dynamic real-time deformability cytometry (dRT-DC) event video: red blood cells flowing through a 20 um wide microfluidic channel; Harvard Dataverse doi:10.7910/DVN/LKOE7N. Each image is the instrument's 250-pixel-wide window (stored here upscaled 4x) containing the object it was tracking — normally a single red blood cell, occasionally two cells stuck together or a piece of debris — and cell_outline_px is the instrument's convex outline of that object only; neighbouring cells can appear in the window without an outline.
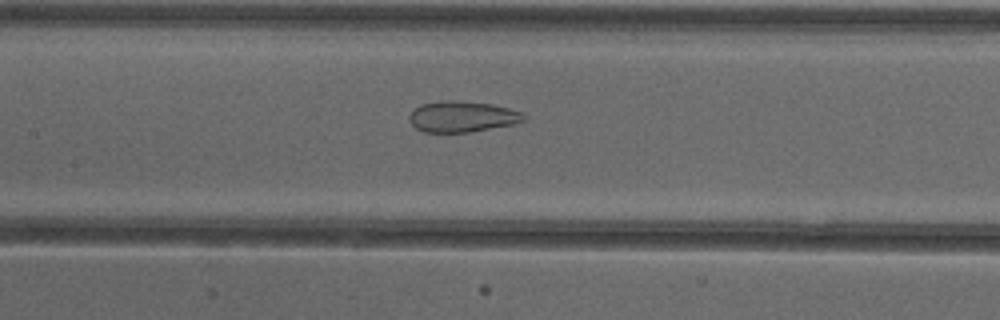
{"species": "common noctule bat (a hibernating species)", "species_latin": "Nyctalus noctula", "temperature_condition": "cold", "stored_images_in_passage": 46, "camera_frame_rate_fps": 3000, "um_per_image_px": 0.085, "animal": {"sex": "female"}, "frame": {"image": 1, "passage_image": 18, "time_ms": 5.667, "image_size_px": [1000, 320], "cell_outline_px": [[524, 120], [516, 124], [468, 132], [424, 132], [416, 128], [408, 120], [408, 116], [420, 104], [444, 100], [456, 100], [492, 104], [524, 112]], "centroid_in_image_um": [39.29, 9.91], "position_along_channel_um": 168.1, "area_um2": 20.69}}
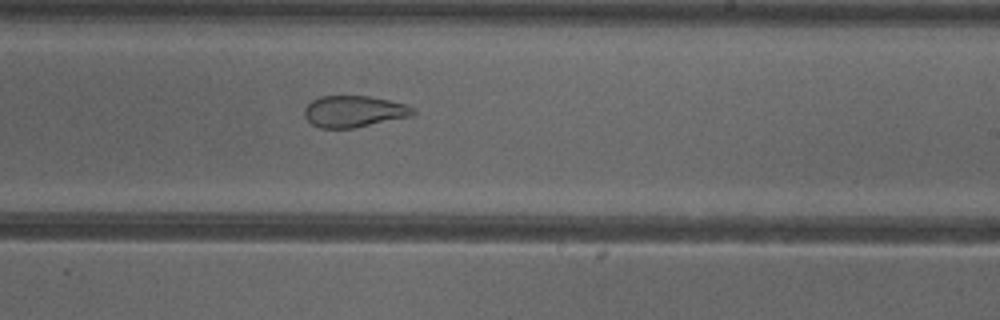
{"frame": {"image": 2, "passage_image": 25, "time_ms": 8.0, "image_size_px": [1000, 320], "cell_outline_px": [[416, 112], [412, 116], [352, 128], [320, 128], [312, 124], [304, 116], [304, 108], [312, 100], [320, 96], [368, 96], [388, 100], [404, 104], [416, 108]], "centroid_in_image_um": [30.08, 9.47], "position_along_channel_um": 258.9, "area_um2": 19.88}}
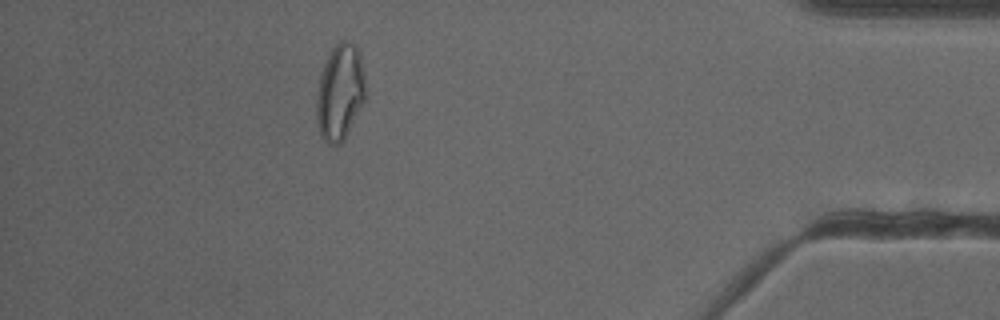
{"frame": {"image": 3, "passage_image": 40, "time_ms": 13.0, "image_size_px": [1000, 320], "cell_outline_px": [[364, 100], [344, 140], [336, 144], [328, 144], [324, 140], [320, 132], [316, 120], [316, 92], [320, 72], [332, 48], [340, 40], [348, 40], [360, 52], [364, 72]], "centroid_in_image_um": [28.87, 7.82], "position_along_channel_um": 406.3, "area_um2": 27.34}, "authors_computed_cell_mechanics": {"area_um2": 25.3453, "velocity_mm_per_s": 3.9104, "shape_relaxation_time_tau1_ms": null, "shape_relaxation_time_tau2_ms": 1.241, "deformation_change_tau1": null, "deformation_change_tau2": 0.0831}}